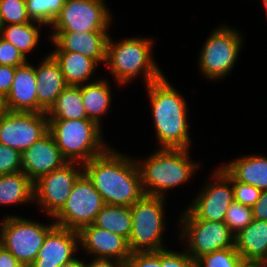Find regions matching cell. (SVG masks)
Returning <instances> with one entry per match:
<instances>
[{
  "label": "cell",
  "instance_id": "obj_1",
  "mask_svg": "<svg viewBox=\"0 0 267 267\" xmlns=\"http://www.w3.org/2000/svg\"><path fill=\"white\" fill-rule=\"evenodd\" d=\"M83 172L107 205L131 207L145 195L135 158L111 146L83 164Z\"/></svg>",
  "mask_w": 267,
  "mask_h": 267
},
{
  "label": "cell",
  "instance_id": "obj_2",
  "mask_svg": "<svg viewBox=\"0 0 267 267\" xmlns=\"http://www.w3.org/2000/svg\"><path fill=\"white\" fill-rule=\"evenodd\" d=\"M151 105L158 148L190 149L188 109L185 97L172 86L165 74L145 88Z\"/></svg>",
  "mask_w": 267,
  "mask_h": 267
},
{
  "label": "cell",
  "instance_id": "obj_3",
  "mask_svg": "<svg viewBox=\"0 0 267 267\" xmlns=\"http://www.w3.org/2000/svg\"><path fill=\"white\" fill-rule=\"evenodd\" d=\"M189 149L158 148L147 158L135 159L145 195L167 197L166 192L188 182L199 169Z\"/></svg>",
  "mask_w": 267,
  "mask_h": 267
},
{
  "label": "cell",
  "instance_id": "obj_4",
  "mask_svg": "<svg viewBox=\"0 0 267 267\" xmlns=\"http://www.w3.org/2000/svg\"><path fill=\"white\" fill-rule=\"evenodd\" d=\"M153 43L151 38L140 36L115 42L109 35L105 65L115 78L116 84L125 86L142 74V81L147 86L164 75L155 63L152 54Z\"/></svg>",
  "mask_w": 267,
  "mask_h": 267
},
{
  "label": "cell",
  "instance_id": "obj_5",
  "mask_svg": "<svg viewBox=\"0 0 267 267\" xmlns=\"http://www.w3.org/2000/svg\"><path fill=\"white\" fill-rule=\"evenodd\" d=\"M48 131L68 162L85 164L110 147L102 127L91 119L48 120Z\"/></svg>",
  "mask_w": 267,
  "mask_h": 267
},
{
  "label": "cell",
  "instance_id": "obj_6",
  "mask_svg": "<svg viewBox=\"0 0 267 267\" xmlns=\"http://www.w3.org/2000/svg\"><path fill=\"white\" fill-rule=\"evenodd\" d=\"M165 202V197L144 195L131 206L132 230L128 240L131 253L167 249L163 243L164 229L167 228Z\"/></svg>",
  "mask_w": 267,
  "mask_h": 267
},
{
  "label": "cell",
  "instance_id": "obj_7",
  "mask_svg": "<svg viewBox=\"0 0 267 267\" xmlns=\"http://www.w3.org/2000/svg\"><path fill=\"white\" fill-rule=\"evenodd\" d=\"M234 28L225 24L216 27L199 52L197 67L208 81H219L229 76L238 60L244 39Z\"/></svg>",
  "mask_w": 267,
  "mask_h": 267
},
{
  "label": "cell",
  "instance_id": "obj_8",
  "mask_svg": "<svg viewBox=\"0 0 267 267\" xmlns=\"http://www.w3.org/2000/svg\"><path fill=\"white\" fill-rule=\"evenodd\" d=\"M4 216L0 223V244L19 262L30 265L36 259L47 234L56 226L53 218L47 225L18 215Z\"/></svg>",
  "mask_w": 267,
  "mask_h": 267
},
{
  "label": "cell",
  "instance_id": "obj_9",
  "mask_svg": "<svg viewBox=\"0 0 267 267\" xmlns=\"http://www.w3.org/2000/svg\"><path fill=\"white\" fill-rule=\"evenodd\" d=\"M180 215L178 237L184 240L187 246L185 251L194 261L201 255L235 247V235L224 221L197 219L187 208Z\"/></svg>",
  "mask_w": 267,
  "mask_h": 267
},
{
  "label": "cell",
  "instance_id": "obj_10",
  "mask_svg": "<svg viewBox=\"0 0 267 267\" xmlns=\"http://www.w3.org/2000/svg\"><path fill=\"white\" fill-rule=\"evenodd\" d=\"M105 205L92 181L83 172L76 180L70 196L62 209L53 217L57 226L79 232L94 223Z\"/></svg>",
  "mask_w": 267,
  "mask_h": 267
},
{
  "label": "cell",
  "instance_id": "obj_11",
  "mask_svg": "<svg viewBox=\"0 0 267 267\" xmlns=\"http://www.w3.org/2000/svg\"><path fill=\"white\" fill-rule=\"evenodd\" d=\"M105 3V0H66L50 27L52 31H109L113 17Z\"/></svg>",
  "mask_w": 267,
  "mask_h": 267
},
{
  "label": "cell",
  "instance_id": "obj_12",
  "mask_svg": "<svg viewBox=\"0 0 267 267\" xmlns=\"http://www.w3.org/2000/svg\"><path fill=\"white\" fill-rule=\"evenodd\" d=\"M83 173V164L68 162L34 182V203L51 219L62 209Z\"/></svg>",
  "mask_w": 267,
  "mask_h": 267
},
{
  "label": "cell",
  "instance_id": "obj_13",
  "mask_svg": "<svg viewBox=\"0 0 267 267\" xmlns=\"http://www.w3.org/2000/svg\"><path fill=\"white\" fill-rule=\"evenodd\" d=\"M211 180L203 184L187 209L197 219L223 222L234 201L232 176L221 165L211 174Z\"/></svg>",
  "mask_w": 267,
  "mask_h": 267
},
{
  "label": "cell",
  "instance_id": "obj_14",
  "mask_svg": "<svg viewBox=\"0 0 267 267\" xmlns=\"http://www.w3.org/2000/svg\"><path fill=\"white\" fill-rule=\"evenodd\" d=\"M48 132L46 113L8 111L0 119V143L23 153Z\"/></svg>",
  "mask_w": 267,
  "mask_h": 267
},
{
  "label": "cell",
  "instance_id": "obj_15",
  "mask_svg": "<svg viewBox=\"0 0 267 267\" xmlns=\"http://www.w3.org/2000/svg\"><path fill=\"white\" fill-rule=\"evenodd\" d=\"M48 38L55 47L51 52L80 53L105 65L109 31H52Z\"/></svg>",
  "mask_w": 267,
  "mask_h": 267
},
{
  "label": "cell",
  "instance_id": "obj_16",
  "mask_svg": "<svg viewBox=\"0 0 267 267\" xmlns=\"http://www.w3.org/2000/svg\"><path fill=\"white\" fill-rule=\"evenodd\" d=\"M79 233L55 226L46 236L30 267H60L77 256Z\"/></svg>",
  "mask_w": 267,
  "mask_h": 267
},
{
  "label": "cell",
  "instance_id": "obj_17",
  "mask_svg": "<svg viewBox=\"0 0 267 267\" xmlns=\"http://www.w3.org/2000/svg\"><path fill=\"white\" fill-rule=\"evenodd\" d=\"M68 161L48 131L22 153V171L33 181L63 167Z\"/></svg>",
  "mask_w": 267,
  "mask_h": 267
},
{
  "label": "cell",
  "instance_id": "obj_18",
  "mask_svg": "<svg viewBox=\"0 0 267 267\" xmlns=\"http://www.w3.org/2000/svg\"><path fill=\"white\" fill-rule=\"evenodd\" d=\"M78 233L79 247L94 258L116 259L126 263L131 255L125 238L94 224L83 227Z\"/></svg>",
  "mask_w": 267,
  "mask_h": 267
},
{
  "label": "cell",
  "instance_id": "obj_19",
  "mask_svg": "<svg viewBox=\"0 0 267 267\" xmlns=\"http://www.w3.org/2000/svg\"><path fill=\"white\" fill-rule=\"evenodd\" d=\"M37 79L35 65L29 60L16 67L13 84L6 96L7 110L10 112L38 113Z\"/></svg>",
  "mask_w": 267,
  "mask_h": 267
},
{
  "label": "cell",
  "instance_id": "obj_20",
  "mask_svg": "<svg viewBox=\"0 0 267 267\" xmlns=\"http://www.w3.org/2000/svg\"><path fill=\"white\" fill-rule=\"evenodd\" d=\"M46 55L35 66L38 113H46L68 86L58 62L50 53Z\"/></svg>",
  "mask_w": 267,
  "mask_h": 267
},
{
  "label": "cell",
  "instance_id": "obj_21",
  "mask_svg": "<svg viewBox=\"0 0 267 267\" xmlns=\"http://www.w3.org/2000/svg\"><path fill=\"white\" fill-rule=\"evenodd\" d=\"M236 181L267 190V157L252 154L229 160L222 166Z\"/></svg>",
  "mask_w": 267,
  "mask_h": 267
},
{
  "label": "cell",
  "instance_id": "obj_22",
  "mask_svg": "<svg viewBox=\"0 0 267 267\" xmlns=\"http://www.w3.org/2000/svg\"><path fill=\"white\" fill-rule=\"evenodd\" d=\"M235 248L243 260L267 262V221H253L235 235Z\"/></svg>",
  "mask_w": 267,
  "mask_h": 267
},
{
  "label": "cell",
  "instance_id": "obj_23",
  "mask_svg": "<svg viewBox=\"0 0 267 267\" xmlns=\"http://www.w3.org/2000/svg\"><path fill=\"white\" fill-rule=\"evenodd\" d=\"M58 62L67 85L80 86L96 81L90 80L99 65L94 59L75 52H50Z\"/></svg>",
  "mask_w": 267,
  "mask_h": 267
},
{
  "label": "cell",
  "instance_id": "obj_24",
  "mask_svg": "<svg viewBox=\"0 0 267 267\" xmlns=\"http://www.w3.org/2000/svg\"><path fill=\"white\" fill-rule=\"evenodd\" d=\"M108 79H97L94 82L80 85L81 95L88 119L102 127V117L109 112L112 104V88Z\"/></svg>",
  "mask_w": 267,
  "mask_h": 267
},
{
  "label": "cell",
  "instance_id": "obj_25",
  "mask_svg": "<svg viewBox=\"0 0 267 267\" xmlns=\"http://www.w3.org/2000/svg\"><path fill=\"white\" fill-rule=\"evenodd\" d=\"M34 203V182L23 172L0 175V205Z\"/></svg>",
  "mask_w": 267,
  "mask_h": 267
},
{
  "label": "cell",
  "instance_id": "obj_26",
  "mask_svg": "<svg viewBox=\"0 0 267 267\" xmlns=\"http://www.w3.org/2000/svg\"><path fill=\"white\" fill-rule=\"evenodd\" d=\"M48 120L88 119L79 86L68 85L46 112Z\"/></svg>",
  "mask_w": 267,
  "mask_h": 267
},
{
  "label": "cell",
  "instance_id": "obj_27",
  "mask_svg": "<svg viewBox=\"0 0 267 267\" xmlns=\"http://www.w3.org/2000/svg\"><path fill=\"white\" fill-rule=\"evenodd\" d=\"M36 24V25H35ZM42 23L31 21L25 24H10L2 27L0 36L15 46L26 58L39 45Z\"/></svg>",
  "mask_w": 267,
  "mask_h": 267
},
{
  "label": "cell",
  "instance_id": "obj_28",
  "mask_svg": "<svg viewBox=\"0 0 267 267\" xmlns=\"http://www.w3.org/2000/svg\"><path fill=\"white\" fill-rule=\"evenodd\" d=\"M93 224L128 241L132 230L131 207L105 204Z\"/></svg>",
  "mask_w": 267,
  "mask_h": 267
},
{
  "label": "cell",
  "instance_id": "obj_29",
  "mask_svg": "<svg viewBox=\"0 0 267 267\" xmlns=\"http://www.w3.org/2000/svg\"><path fill=\"white\" fill-rule=\"evenodd\" d=\"M66 0H25L26 10L31 21L51 26L61 12Z\"/></svg>",
  "mask_w": 267,
  "mask_h": 267
},
{
  "label": "cell",
  "instance_id": "obj_30",
  "mask_svg": "<svg viewBox=\"0 0 267 267\" xmlns=\"http://www.w3.org/2000/svg\"><path fill=\"white\" fill-rule=\"evenodd\" d=\"M243 258L235 247L213 251L195 260V267H239Z\"/></svg>",
  "mask_w": 267,
  "mask_h": 267
},
{
  "label": "cell",
  "instance_id": "obj_31",
  "mask_svg": "<svg viewBox=\"0 0 267 267\" xmlns=\"http://www.w3.org/2000/svg\"><path fill=\"white\" fill-rule=\"evenodd\" d=\"M253 221V209L235 200L229 206L224 223L236 235Z\"/></svg>",
  "mask_w": 267,
  "mask_h": 267
},
{
  "label": "cell",
  "instance_id": "obj_32",
  "mask_svg": "<svg viewBox=\"0 0 267 267\" xmlns=\"http://www.w3.org/2000/svg\"><path fill=\"white\" fill-rule=\"evenodd\" d=\"M0 14L3 26L31 22L25 0H0Z\"/></svg>",
  "mask_w": 267,
  "mask_h": 267
},
{
  "label": "cell",
  "instance_id": "obj_33",
  "mask_svg": "<svg viewBox=\"0 0 267 267\" xmlns=\"http://www.w3.org/2000/svg\"><path fill=\"white\" fill-rule=\"evenodd\" d=\"M22 171V153L0 143V175Z\"/></svg>",
  "mask_w": 267,
  "mask_h": 267
},
{
  "label": "cell",
  "instance_id": "obj_34",
  "mask_svg": "<svg viewBox=\"0 0 267 267\" xmlns=\"http://www.w3.org/2000/svg\"><path fill=\"white\" fill-rule=\"evenodd\" d=\"M232 187L234 193V200L251 208L259 199L261 193V191L253 185L236 181L233 177Z\"/></svg>",
  "mask_w": 267,
  "mask_h": 267
},
{
  "label": "cell",
  "instance_id": "obj_35",
  "mask_svg": "<svg viewBox=\"0 0 267 267\" xmlns=\"http://www.w3.org/2000/svg\"><path fill=\"white\" fill-rule=\"evenodd\" d=\"M27 61L15 46L0 36V65L18 67Z\"/></svg>",
  "mask_w": 267,
  "mask_h": 267
},
{
  "label": "cell",
  "instance_id": "obj_36",
  "mask_svg": "<svg viewBox=\"0 0 267 267\" xmlns=\"http://www.w3.org/2000/svg\"><path fill=\"white\" fill-rule=\"evenodd\" d=\"M161 267H195V261L186 251L167 248L161 251Z\"/></svg>",
  "mask_w": 267,
  "mask_h": 267
},
{
  "label": "cell",
  "instance_id": "obj_37",
  "mask_svg": "<svg viewBox=\"0 0 267 267\" xmlns=\"http://www.w3.org/2000/svg\"><path fill=\"white\" fill-rule=\"evenodd\" d=\"M126 267H161V251L133 252Z\"/></svg>",
  "mask_w": 267,
  "mask_h": 267
},
{
  "label": "cell",
  "instance_id": "obj_38",
  "mask_svg": "<svg viewBox=\"0 0 267 267\" xmlns=\"http://www.w3.org/2000/svg\"><path fill=\"white\" fill-rule=\"evenodd\" d=\"M16 67L0 65V95H8L11 85L13 84Z\"/></svg>",
  "mask_w": 267,
  "mask_h": 267
},
{
  "label": "cell",
  "instance_id": "obj_39",
  "mask_svg": "<svg viewBox=\"0 0 267 267\" xmlns=\"http://www.w3.org/2000/svg\"><path fill=\"white\" fill-rule=\"evenodd\" d=\"M253 209V219L267 221V190L261 191Z\"/></svg>",
  "mask_w": 267,
  "mask_h": 267
},
{
  "label": "cell",
  "instance_id": "obj_40",
  "mask_svg": "<svg viewBox=\"0 0 267 267\" xmlns=\"http://www.w3.org/2000/svg\"><path fill=\"white\" fill-rule=\"evenodd\" d=\"M85 267H126V263L121 260L116 259H106V258H91V261L86 263Z\"/></svg>",
  "mask_w": 267,
  "mask_h": 267
},
{
  "label": "cell",
  "instance_id": "obj_41",
  "mask_svg": "<svg viewBox=\"0 0 267 267\" xmlns=\"http://www.w3.org/2000/svg\"><path fill=\"white\" fill-rule=\"evenodd\" d=\"M18 262L16 257L0 244V267H13Z\"/></svg>",
  "mask_w": 267,
  "mask_h": 267
},
{
  "label": "cell",
  "instance_id": "obj_42",
  "mask_svg": "<svg viewBox=\"0 0 267 267\" xmlns=\"http://www.w3.org/2000/svg\"><path fill=\"white\" fill-rule=\"evenodd\" d=\"M239 267H267L265 261L242 260Z\"/></svg>",
  "mask_w": 267,
  "mask_h": 267
},
{
  "label": "cell",
  "instance_id": "obj_43",
  "mask_svg": "<svg viewBox=\"0 0 267 267\" xmlns=\"http://www.w3.org/2000/svg\"><path fill=\"white\" fill-rule=\"evenodd\" d=\"M60 267H85V261H82V259H79L76 256L74 259L70 260L67 263H64Z\"/></svg>",
  "mask_w": 267,
  "mask_h": 267
},
{
  "label": "cell",
  "instance_id": "obj_44",
  "mask_svg": "<svg viewBox=\"0 0 267 267\" xmlns=\"http://www.w3.org/2000/svg\"><path fill=\"white\" fill-rule=\"evenodd\" d=\"M8 112L5 97L0 95V119Z\"/></svg>",
  "mask_w": 267,
  "mask_h": 267
},
{
  "label": "cell",
  "instance_id": "obj_45",
  "mask_svg": "<svg viewBox=\"0 0 267 267\" xmlns=\"http://www.w3.org/2000/svg\"><path fill=\"white\" fill-rule=\"evenodd\" d=\"M13 267H30V265L24 262H18Z\"/></svg>",
  "mask_w": 267,
  "mask_h": 267
},
{
  "label": "cell",
  "instance_id": "obj_46",
  "mask_svg": "<svg viewBox=\"0 0 267 267\" xmlns=\"http://www.w3.org/2000/svg\"><path fill=\"white\" fill-rule=\"evenodd\" d=\"M262 3L264 5V8H265L266 14H267V0H262Z\"/></svg>",
  "mask_w": 267,
  "mask_h": 267
},
{
  "label": "cell",
  "instance_id": "obj_47",
  "mask_svg": "<svg viewBox=\"0 0 267 267\" xmlns=\"http://www.w3.org/2000/svg\"><path fill=\"white\" fill-rule=\"evenodd\" d=\"M2 27H3V23H2L1 14H0V33H1V30H2Z\"/></svg>",
  "mask_w": 267,
  "mask_h": 267
}]
</instances>
